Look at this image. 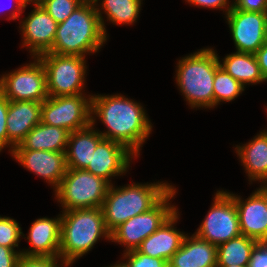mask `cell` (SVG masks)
Segmentation results:
<instances>
[{"label": "cell", "instance_id": "obj_7", "mask_svg": "<svg viewBox=\"0 0 267 267\" xmlns=\"http://www.w3.org/2000/svg\"><path fill=\"white\" fill-rule=\"evenodd\" d=\"M44 66L48 95L52 97L74 96L85 87V57L58 55L46 52L37 57Z\"/></svg>", "mask_w": 267, "mask_h": 267}, {"label": "cell", "instance_id": "obj_37", "mask_svg": "<svg viewBox=\"0 0 267 267\" xmlns=\"http://www.w3.org/2000/svg\"><path fill=\"white\" fill-rule=\"evenodd\" d=\"M264 82L267 81V39L255 53Z\"/></svg>", "mask_w": 267, "mask_h": 267}, {"label": "cell", "instance_id": "obj_29", "mask_svg": "<svg viewBox=\"0 0 267 267\" xmlns=\"http://www.w3.org/2000/svg\"><path fill=\"white\" fill-rule=\"evenodd\" d=\"M21 236L26 238L15 219L0 216V245L15 250V247L18 248Z\"/></svg>", "mask_w": 267, "mask_h": 267}, {"label": "cell", "instance_id": "obj_39", "mask_svg": "<svg viewBox=\"0 0 267 267\" xmlns=\"http://www.w3.org/2000/svg\"><path fill=\"white\" fill-rule=\"evenodd\" d=\"M262 185L256 191L264 198V201L267 205V181H262Z\"/></svg>", "mask_w": 267, "mask_h": 267}, {"label": "cell", "instance_id": "obj_40", "mask_svg": "<svg viewBox=\"0 0 267 267\" xmlns=\"http://www.w3.org/2000/svg\"><path fill=\"white\" fill-rule=\"evenodd\" d=\"M46 0H25L26 5L33 3V5H41Z\"/></svg>", "mask_w": 267, "mask_h": 267}, {"label": "cell", "instance_id": "obj_2", "mask_svg": "<svg viewBox=\"0 0 267 267\" xmlns=\"http://www.w3.org/2000/svg\"><path fill=\"white\" fill-rule=\"evenodd\" d=\"M106 41L95 2L85 0L57 25L53 46L48 52L85 57L87 53L98 52Z\"/></svg>", "mask_w": 267, "mask_h": 267}, {"label": "cell", "instance_id": "obj_43", "mask_svg": "<svg viewBox=\"0 0 267 267\" xmlns=\"http://www.w3.org/2000/svg\"><path fill=\"white\" fill-rule=\"evenodd\" d=\"M267 107V106H266ZM267 109V108H266ZM267 130V129H266ZM266 130H263V134L267 137V131Z\"/></svg>", "mask_w": 267, "mask_h": 267}, {"label": "cell", "instance_id": "obj_27", "mask_svg": "<svg viewBox=\"0 0 267 267\" xmlns=\"http://www.w3.org/2000/svg\"><path fill=\"white\" fill-rule=\"evenodd\" d=\"M244 89V85L219 66L215 72L213 82L214 107L221 101L231 102L235 100Z\"/></svg>", "mask_w": 267, "mask_h": 267}, {"label": "cell", "instance_id": "obj_38", "mask_svg": "<svg viewBox=\"0 0 267 267\" xmlns=\"http://www.w3.org/2000/svg\"><path fill=\"white\" fill-rule=\"evenodd\" d=\"M15 9L13 11H11L10 13V17H8L7 19L10 20H16L17 18H19V16H21V13L23 12V10L26 8V3H25V0H16L15 1ZM4 8H1L2 11ZM0 10V12H2Z\"/></svg>", "mask_w": 267, "mask_h": 267}, {"label": "cell", "instance_id": "obj_36", "mask_svg": "<svg viewBox=\"0 0 267 267\" xmlns=\"http://www.w3.org/2000/svg\"><path fill=\"white\" fill-rule=\"evenodd\" d=\"M248 267H267V242L256 245Z\"/></svg>", "mask_w": 267, "mask_h": 267}, {"label": "cell", "instance_id": "obj_31", "mask_svg": "<svg viewBox=\"0 0 267 267\" xmlns=\"http://www.w3.org/2000/svg\"><path fill=\"white\" fill-rule=\"evenodd\" d=\"M59 259V257H27L21 255L17 267H69L63 260ZM58 261H61V264H58Z\"/></svg>", "mask_w": 267, "mask_h": 267}, {"label": "cell", "instance_id": "obj_23", "mask_svg": "<svg viewBox=\"0 0 267 267\" xmlns=\"http://www.w3.org/2000/svg\"><path fill=\"white\" fill-rule=\"evenodd\" d=\"M235 150L250 182L267 181V137L262 131Z\"/></svg>", "mask_w": 267, "mask_h": 267}, {"label": "cell", "instance_id": "obj_6", "mask_svg": "<svg viewBox=\"0 0 267 267\" xmlns=\"http://www.w3.org/2000/svg\"><path fill=\"white\" fill-rule=\"evenodd\" d=\"M111 184L86 170L66 169L55 197L63 210L102 207Z\"/></svg>", "mask_w": 267, "mask_h": 267}, {"label": "cell", "instance_id": "obj_10", "mask_svg": "<svg viewBox=\"0 0 267 267\" xmlns=\"http://www.w3.org/2000/svg\"><path fill=\"white\" fill-rule=\"evenodd\" d=\"M210 210L195 234L218 246L241 235L237 207L227 191H217Z\"/></svg>", "mask_w": 267, "mask_h": 267}, {"label": "cell", "instance_id": "obj_30", "mask_svg": "<svg viewBox=\"0 0 267 267\" xmlns=\"http://www.w3.org/2000/svg\"><path fill=\"white\" fill-rule=\"evenodd\" d=\"M124 261L130 267H168V262L156 257H150L140 253L137 249L124 252Z\"/></svg>", "mask_w": 267, "mask_h": 267}, {"label": "cell", "instance_id": "obj_28", "mask_svg": "<svg viewBox=\"0 0 267 267\" xmlns=\"http://www.w3.org/2000/svg\"><path fill=\"white\" fill-rule=\"evenodd\" d=\"M84 1L85 0H46L41 6L59 24L64 22Z\"/></svg>", "mask_w": 267, "mask_h": 267}, {"label": "cell", "instance_id": "obj_35", "mask_svg": "<svg viewBox=\"0 0 267 267\" xmlns=\"http://www.w3.org/2000/svg\"><path fill=\"white\" fill-rule=\"evenodd\" d=\"M21 251L0 245V267H17Z\"/></svg>", "mask_w": 267, "mask_h": 267}, {"label": "cell", "instance_id": "obj_14", "mask_svg": "<svg viewBox=\"0 0 267 267\" xmlns=\"http://www.w3.org/2000/svg\"><path fill=\"white\" fill-rule=\"evenodd\" d=\"M34 6L28 17L21 21L20 29L23 47L29 48L31 57H38L52 48L58 23L41 5Z\"/></svg>", "mask_w": 267, "mask_h": 267}, {"label": "cell", "instance_id": "obj_24", "mask_svg": "<svg viewBox=\"0 0 267 267\" xmlns=\"http://www.w3.org/2000/svg\"><path fill=\"white\" fill-rule=\"evenodd\" d=\"M219 60V65L234 79L246 87V84H257L264 81L255 54L235 52Z\"/></svg>", "mask_w": 267, "mask_h": 267}, {"label": "cell", "instance_id": "obj_22", "mask_svg": "<svg viewBox=\"0 0 267 267\" xmlns=\"http://www.w3.org/2000/svg\"><path fill=\"white\" fill-rule=\"evenodd\" d=\"M69 132L61 127L40 122L33 127L13 150H44L66 152Z\"/></svg>", "mask_w": 267, "mask_h": 267}, {"label": "cell", "instance_id": "obj_42", "mask_svg": "<svg viewBox=\"0 0 267 267\" xmlns=\"http://www.w3.org/2000/svg\"><path fill=\"white\" fill-rule=\"evenodd\" d=\"M217 267H248V266L231 265V266H217Z\"/></svg>", "mask_w": 267, "mask_h": 267}, {"label": "cell", "instance_id": "obj_20", "mask_svg": "<svg viewBox=\"0 0 267 267\" xmlns=\"http://www.w3.org/2000/svg\"><path fill=\"white\" fill-rule=\"evenodd\" d=\"M168 267H217V246L196 234H186L181 247L168 261Z\"/></svg>", "mask_w": 267, "mask_h": 267}, {"label": "cell", "instance_id": "obj_5", "mask_svg": "<svg viewBox=\"0 0 267 267\" xmlns=\"http://www.w3.org/2000/svg\"><path fill=\"white\" fill-rule=\"evenodd\" d=\"M219 56L212 48H203L177 62L176 82L191 108H213L214 76Z\"/></svg>", "mask_w": 267, "mask_h": 267}, {"label": "cell", "instance_id": "obj_16", "mask_svg": "<svg viewBox=\"0 0 267 267\" xmlns=\"http://www.w3.org/2000/svg\"><path fill=\"white\" fill-rule=\"evenodd\" d=\"M237 207L241 234L257 242H267V205L264 198L254 191L245 201L233 193Z\"/></svg>", "mask_w": 267, "mask_h": 267}, {"label": "cell", "instance_id": "obj_1", "mask_svg": "<svg viewBox=\"0 0 267 267\" xmlns=\"http://www.w3.org/2000/svg\"><path fill=\"white\" fill-rule=\"evenodd\" d=\"M145 111L140 103L121 94H94L91 98V124L95 126L98 117L107 128L105 132L99 131L103 138L124 145L136 156L152 131Z\"/></svg>", "mask_w": 267, "mask_h": 267}, {"label": "cell", "instance_id": "obj_21", "mask_svg": "<svg viewBox=\"0 0 267 267\" xmlns=\"http://www.w3.org/2000/svg\"><path fill=\"white\" fill-rule=\"evenodd\" d=\"M102 139L103 136L99 133V130H95L92 124L69 133L65 153L66 167L85 170L91 161L97 144Z\"/></svg>", "mask_w": 267, "mask_h": 267}, {"label": "cell", "instance_id": "obj_3", "mask_svg": "<svg viewBox=\"0 0 267 267\" xmlns=\"http://www.w3.org/2000/svg\"><path fill=\"white\" fill-rule=\"evenodd\" d=\"M59 258L68 266L88 253L102 237L111 240L101 207L61 211Z\"/></svg>", "mask_w": 267, "mask_h": 267}, {"label": "cell", "instance_id": "obj_32", "mask_svg": "<svg viewBox=\"0 0 267 267\" xmlns=\"http://www.w3.org/2000/svg\"><path fill=\"white\" fill-rule=\"evenodd\" d=\"M9 100L0 92V152L8 147V134L6 120L8 113Z\"/></svg>", "mask_w": 267, "mask_h": 267}, {"label": "cell", "instance_id": "obj_34", "mask_svg": "<svg viewBox=\"0 0 267 267\" xmlns=\"http://www.w3.org/2000/svg\"><path fill=\"white\" fill-rule=\"evenodd\" d=\"M235 1V2H234ZM233 7L252 12H267L266 0H234Z\"/></svg>", "mask_w": 267, "mask_h": 267}, {"label": "cell", "instance_id": "obj_8", "mask_svg": "<svg viewBox=\"0 0 267 267\" xmlns=\"http://www.w3.org/2000/svg\"><path fill=\"white\" fill-rule=\"evenodd\" d=\"M173 187L153 208L121 223L111 232V242L125 245V251L137 249L142 241L154 233L178 209L169 201L176 195Z\"/></svg>", "mask_w": 267, "mask_h": 267}, {"label": "cell", "instance_id": "obj_12", "mask_svg": "<svg viewBox=\"0 0 267 267\" xmlns=\"http://www.w3.org/2000/svg\"><path fill=\"white\" fill-rule=\"evenodd\" d=\"M226 19L236 51L255 54L267 39V12L232 8Z\"/></svg>", "mask_w": 267, "mask_h": 267}, {"label": "cell", "instance_id": "obj_4", "mask_svg": "<svg viewBox=\"0 0 267 267\" xmlns=\"http://www.w3.org/2000/svg\"><path fill=\"white\" fill-rule=\"evenodd\" d=\"M174 186L167 182L109 186L102 210L106 228L112 232L121 223L153 208Z\"/></svg>", "mask_w": 267, "mask_h": 267}, {"label": "cell", "instance_id": "obj_13", "mask_svg": "<svg viewBox=\"0 0 267 267\" xmlns=\"http://www.w3.org/2000/svg\"><path fill=\"white\" fill-rule=\"evenodd\" d=\"M137 157L124 145L103 138L96 146L86 171L104 178L110 184L111 178L127 173L130 161Z\"/></svg>", "mask_w": 267, "mask_h": 267}, {"label": "cell", "instance_id": "obj_17", "mask_svg": "<svg viewBox=\"0 0 267 267\" xmlns=\"http://www.w3.org/2000/svg\"><path fill=\"white\" fill-rule=\"evenodd\" d=\"M61 214L57 218H38L27 235L31 248L22 250L21 255L27 257H59L61 242ZM31 249V250H30Z\"/></svg>", "mask_w": 267, "mask_h": 267}, {"label": "cell", "instance_id": "obj_11", "mask_svg": "<svg viewBox=\"0 0 267 267\" xmlns=\"http://www.w3.org/2000/svg\"><path fill=\"white\" fill-rule=\"evenodd\" d=\"M33 59L34 62L0 77V92L9 101L43 102L49 97L43 63L37 57Z\"/></svg>", "mask_w": 267, "mask_h": 267}, {"label": "cell", "instance_id": "obj_25", "mask_svg": "<svg viewBox=\"0 0 267 267\" xmlns=\"http://www.w3.org/2000/svg\"><path fill=\"white\" fill-rule=\"evenodd\" d=\"M259 242L239 235L217 246V266H249L254 248Z\"/></svg>", "mask_w": 267, "mask_h": 267}, {"label": "cell", "instance_id": "obj_18", "mask_svg": "<svg viewBox=\"0 0 267 267\" xmlns=\"http://www.w3.org/2000/svg\"><path fill=\"white\" fill-rule=\"evenodd\" d=\"M42 102L9 101L6 128L9 151L25 138L27 133L41 122Z\"/></svg>", "mask_w": 267, "mask_h": 267}, {"label": "cell", "instance_id": "obj_19", "mask_svg": "<svg viewBox=\"0 0 267 267\" xmlns=\"http://www.w3.org/2000/svg\"><path fill=\"white\" fill-rule=\"evenodd\" d=\"M178 219L177 210L154 233L144 239L137 250L144 255L161 258L168 262L181 247L186 236L184 232L178 231L177 227L174 228Z\"/></svg>", "mask_w": 267, "mask_h": 267}, {"label": "cell", "instance_id": "obj_33", "mask_svg": "<svg viewBox=\"0 0 267 267\" xmlns=\"http://www.w3.org/2000/svg\"><path fill=\"white\" fill-rule=\"evenodd\" d=\"M186 2L196 7L219 9L225 12V15L233 8V2L229 5V0H186ZM226 10V11H225Z\"/></svg>", "mask_w": 267, "mask_h": 267}, {"label": "cell", "instance_id": "obj_9", "mask_svg": "<svg viewBox=\"0 0 267 267\" xmlns=\"http://www.w3.org/2000/svg\"><path fill=\"white\" fill-rule=\"evenodd\" d=\"M49 96L42 102L41 122L61 127L69 133L91 124L92 95Z\"/></svg>", "mask_w": 267, "mask_h": 267}, {"label": "cell", "instance_id": "obj_26", "mask_svg": "<svg viewBox=\"0 0 267 267\" xmlns=\"http://www.w3.org/2000/svg\"><path fill=\"white\" fill-rule=\"evenodd\" d=\"M93 1L95 2L105 35L107 32L102 16L104 12L107 16V21L109 20L114 24H134L139 16L142 2V0H101L102 2L99 5L98 1L100 0ZM99 6H102L101 9ZM102 10H104L103 13L101 12Z\"/></svg>", "mask_w": 267, "mask_h": 267}, {"label": "cell", "instance_id": "obj_15", "mask_svg": "<svg viewBox=\"0 0 267 267\" xmlns=\"http://www.w3.org/2000/svg\"><path fill=\"white\" fill-rule=\"evenodd\" d=\"M10 153L24 168L46 180L54 189L65 175L66 152L12 150Z\"/></svg>", "mask_w": 267, "mask_h": 267}, {"label": "cell", "instance_id": "obj_41", "mask_svg": "<svg viewBox=\"0 0 267 267\" xmlns=\"http://www.w3.org/2000/svg\"><path fill=\"white\" fill-rule=\"evenodd\" d=\"M110 267H130V266L125 261V262H121V263L118 262V264H114V266L112 265Z\"/></svg>", "mask_w": 267, "mask_h": 267}]
</instances>
